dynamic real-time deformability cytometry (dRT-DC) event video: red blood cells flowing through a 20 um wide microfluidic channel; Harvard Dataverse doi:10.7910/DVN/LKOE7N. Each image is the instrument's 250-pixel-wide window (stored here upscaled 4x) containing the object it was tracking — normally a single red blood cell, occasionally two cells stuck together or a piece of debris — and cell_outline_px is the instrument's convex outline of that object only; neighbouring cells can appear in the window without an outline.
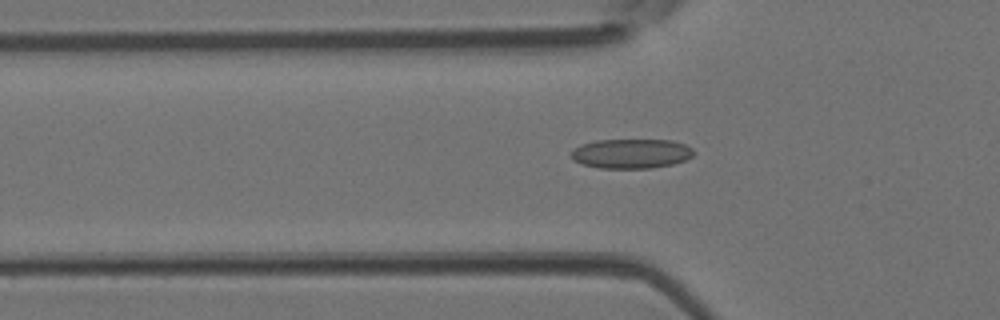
{"species": "Egyptian fruit bat (a non-hibernating species)", "species_latin": "Rousettus aegyptiacus", "temperature_condition": "room temperature", "stored_images_in_passage": 30, "camera_frame_rate_fps": 3000, "um_per_image_px": 0.085, "animal": {"sex": "female"}, "frame": {"image": 1, "passage_image": 2, "time_ms": 0.333, "image_size_px": [1000, 320], "cell_outline_px": [[696, 152], [692, 156], [684, 160], [672, 164], [652, 168], [600, 168], [580, 164], [572, 160], [572, 148], [580, 144], [596, 140], [672, 140], [684, 144], [692, 148]], "centroid_in_image_um": [53.62, 13.05], "position_along_channel_um": 72.2, "area_um2": 21.27}}
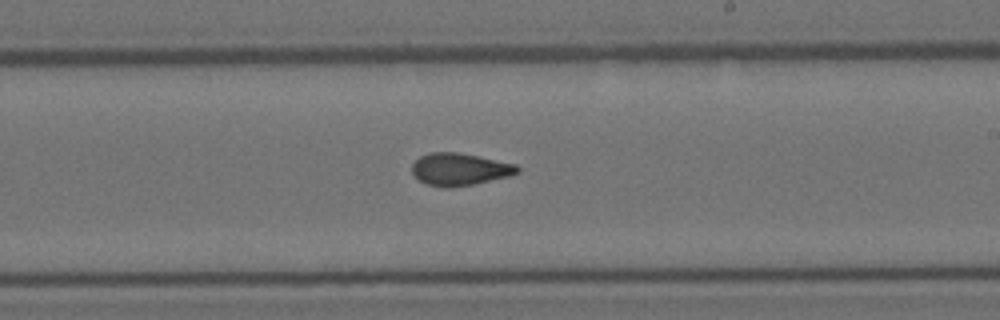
{"frame": {"image": 2, "passage_image": 14, "time_ms": 4.333, "image_size_px": [1000, 320], "cell_outline_px": [[520, 172], [508, 176], [472, 184], [448, 188], [444, 188], [428, 184], [420, 180], [412, 172], [412, 164], [420, 156], [428, 152], [456, 152], [516, 164], [520, 168]], "centroid_in_image_um": [39.06, 14.38], "position_along_channel_um": 249.9, "area_um2": 19.59}}
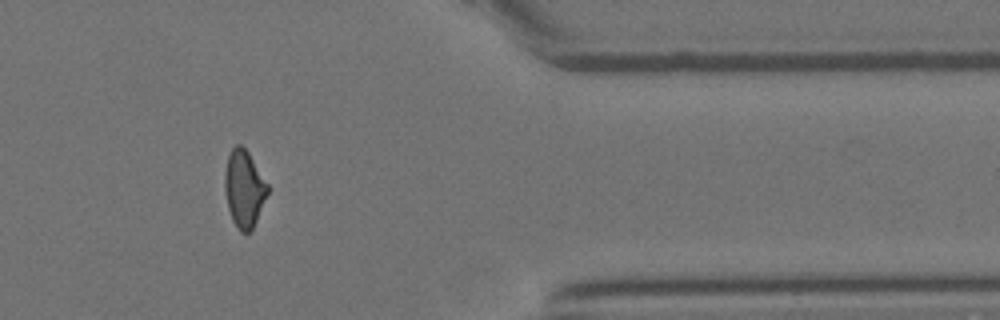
{"frame": {"image": 3, "passage_image": 25, "time_ms": 8.0, "image_size_px": [1000, 320], "cell_outline_px": [[268, 192], [256, 220], [252, 228], [248, 232], [240, 232], [232, 220], [228, 208], [224, 188], [224, 172], [228, 156], [232, 148], [236, 144], [240, 144], [248, 152], [268, 184]], "centroid_in_image_um": [20.72, 16.02], "position_along_channel_um": 390.7, "area_um2": 19.02}}